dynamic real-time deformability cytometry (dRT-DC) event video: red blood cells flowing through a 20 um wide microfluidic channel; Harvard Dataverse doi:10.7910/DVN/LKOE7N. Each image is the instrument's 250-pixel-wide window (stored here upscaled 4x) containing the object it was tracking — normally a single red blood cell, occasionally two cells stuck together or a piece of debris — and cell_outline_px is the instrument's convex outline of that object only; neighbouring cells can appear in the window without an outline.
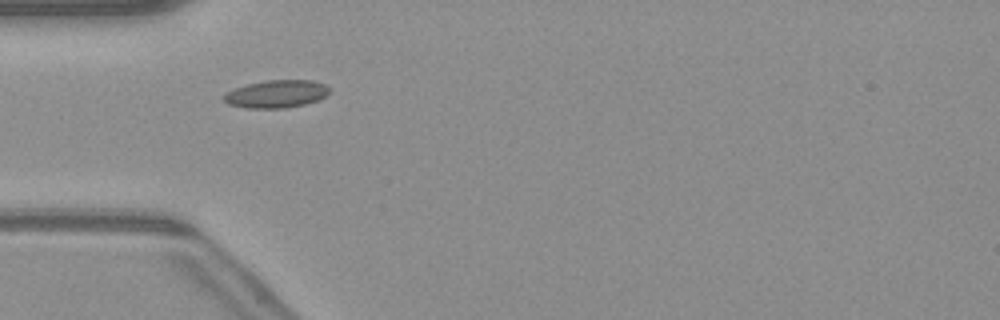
{"species": "common noctule bat (a hibernating species)", "species_latin": "Nyctalus noctula", "temperature_condition": "warm", "stored_images_in_passage": 47, "camera_frame_rate_fps": 3000, "um_per_image_px": 0.085, "animal": {"sex": "male", "body_mass_g": 23.1, "forearm_length_mm": 52.7}, "frame": {"image": 1, "passage_image": 12, "time_ms": 3.667, "image_size_px": [1000, 320], "cell_outline_px": [[332, 92], [316, 100], [304, 104], [284, 108], [248, 108], [228, 104], [224, 100], [224, 96], [228, 92], [236, 88], [248, 84], [268, 80], [312, 80], [324, 84], [332, 88]], "centroid_in_image_um": [23.54, 7.98], "position_along_channel_um": 61.5, "area_um2": 16.88}}
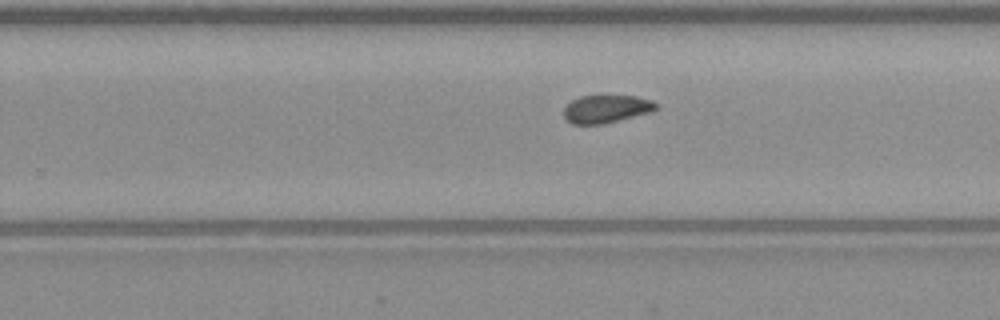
{"frame": {"image": 2, "passage_image": 28, "time_ms": 9.0, "image_size_px": [1000, 320], "cell_outline_px": [[656, 108], [652, 112], [604, 124], [572, 124], [564, 116], [564, 108], [572, 100], [580, 96], [636, 96], [652, 100], [656, 104]], "centroid_in_image_um": [51.54, 9.26], "position_along_channel_um": 278.3, "area_um2": 14.91}}
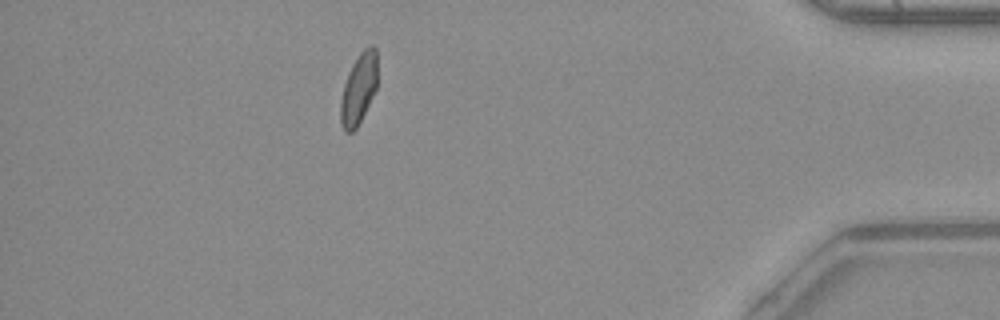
{"frame": {"image": 3, "passage_image": 41, "time_ms": 13.333, "image_size_px": [1000, 320], "cell_outline_px": [[376, 88], [356, 128], [352, 132], [344, 132], [340, 120], [340, 100], [344, 84], [348, 72], [352, 64], [360, 52], [364, 48], [372, 44], [376, 48]], "centroid_in_image_um": [30.46, 7.53], "position_along_channel_um": 404.7, "area_um2": 14.97}, "authors_computed_cell_mechanics": {"area_um2": 15.606, "velocity_mm_per_s": 4.0915, "shape_relaxation_time_tau1_ms": null, "shape_relaxation_time_tau2_ms": 2.5644, "deformation_change_tau1": null, "deformation_change_tau2": 0.0721}}